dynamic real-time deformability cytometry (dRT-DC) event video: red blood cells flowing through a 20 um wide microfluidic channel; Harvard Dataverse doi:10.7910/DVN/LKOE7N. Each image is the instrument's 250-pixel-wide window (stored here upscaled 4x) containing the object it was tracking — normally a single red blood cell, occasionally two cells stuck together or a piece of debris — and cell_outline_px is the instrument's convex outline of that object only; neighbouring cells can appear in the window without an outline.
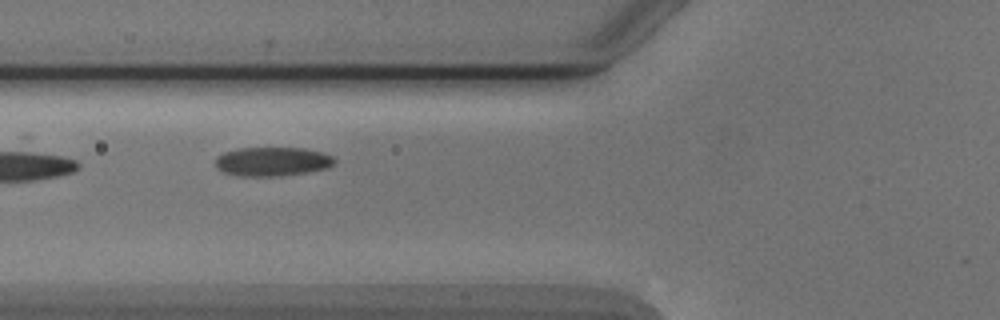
{"species": "Egyptian fruit bat (a non-hibernating species)", "species_latin": "Rousettus aegyptiacus", "temperature_condition": "cold", "stored_images_in_passage": 8, "camera_frame_rate_fps": 3000, "um_per_image_px": 0.085, "animal": {"sex": "male"}, "frame": {"image": 1, "passage_image": 3, "time_ms": 2.667, "image_size_px": [1000, 320], "cell_outline_px": [[336, 160], [328, 168], [308, 172], [280, 176], [236, 176], [224, 172], [216, 168], [216, 156], [224, 152], [240, 148], [304, 148], [324, 152], [332, 156]], "centroid_in_image_um": [23.15, 13.73], "position_along_channel_um": 102.7, "area_um2": 20.29}}
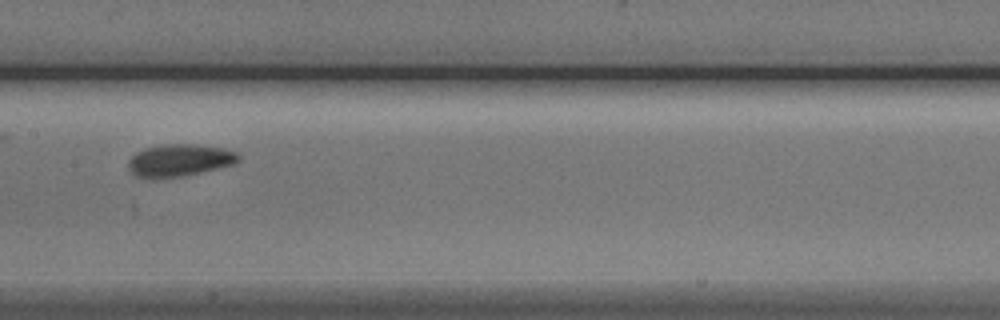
{"frame": {"image": 2, "passage_image": 5, "time_ms": 5.0, "image_size_px": [1000, 320], "cell_outline_px": [[240, 160], [232, 164], [200, 172], [180, 176], [152, 180], [136, 176], [128, 168], [128, 160], [136, 152], [144, 148], [160, 144], [192, 144], [224, 148], [236, 152], [240, 156]], "centroid_in_image_um": [15.2, 13.63], "position_along_channel_um": 192.2, "area_um2": 20.81}}
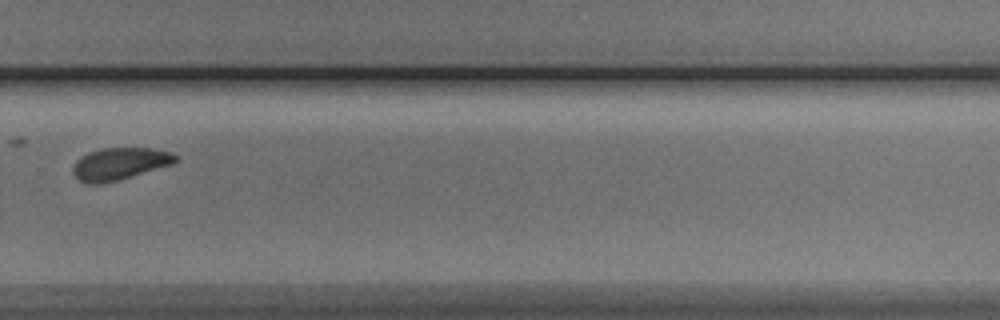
{"frame": {"image": 3, "passage_image": 8, "time_ms": 8.333, "image_size_px": [1000, 320], "cell_outline_px": [[180, 160], [172, 164], [116, 180], [96, 184], [88, 184], [80, 180], [72, 172], [72, 168], [76, 160], [80, 156], [88, 152], [100, 148], [152, 148], [172, 152], [180, 156]], "centroid_in_image_um": [10.19, 13.89], "position_along_channel_um": 319.6, "area_um2": 19.19}}